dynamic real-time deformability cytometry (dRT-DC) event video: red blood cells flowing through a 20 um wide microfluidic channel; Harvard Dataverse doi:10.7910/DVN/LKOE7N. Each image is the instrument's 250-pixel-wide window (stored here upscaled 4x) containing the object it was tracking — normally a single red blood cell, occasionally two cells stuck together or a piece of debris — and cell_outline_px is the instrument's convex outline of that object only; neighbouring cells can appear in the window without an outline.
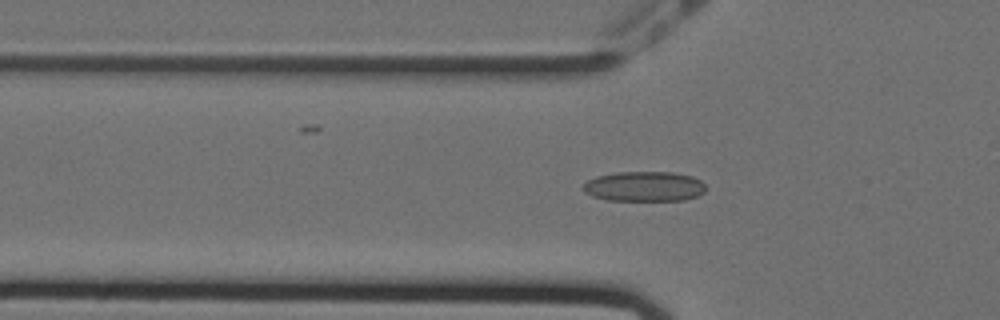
{"species": "Egyptian fruit bat (a non-hibernating species)", "species_latin": "Rousettus aegyptiacus", "temperature_condition": "cold", "stored_images_in_passage": 33, "camera_frame_rate_fps": 3000, "um_per_image_px": 0.085, "animal": {"sex": "female"}, "frame": {"image": 1, "passage_image": 19, "time_ms": 6.0, "image_size_px": [1000, 320], "cell_outline_px": [[704, 192], [696, 196], [684, 200], [608, 200], [592, 196], [584, 192], [584, 184], [588, 180], [596, 176], [616, 172], [672, 172], [692, 176], [700, 180], [704, 184]], "centroid_in_image_um": [54.75, 15.84], "position_along_channel_um": 71.1, "area_um2": 21.33}}
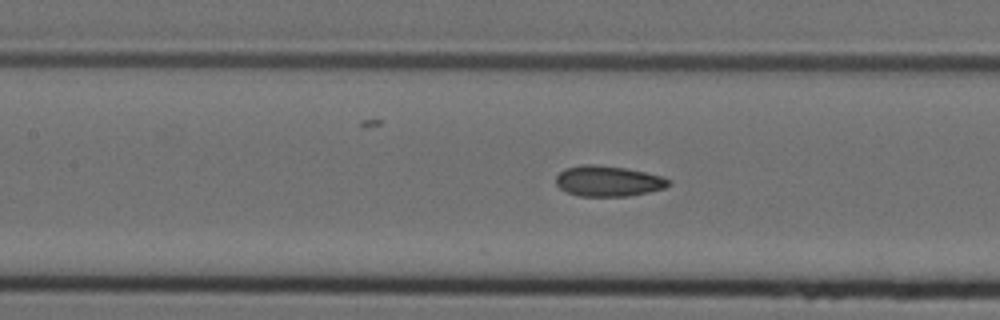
{"frame": {"image": 2, "passage_image": 26, "time_ms": 8.333, "image_size_px": [1000, 320], "cell_outline_px": [[672, 184], [664, 188], [648, 192], [628, 196], [580, 196], [568, 192], [560, 188], [556, 184], [556, 176], [564, 168], [584, 164], [592, 164], [624, 168], [644, 172], [660, 176], [672, 180]], "centroid_in_image_um": [51.7, 15.39], "position_along_channel_um": 155.7, "area_um2": 20.0}}
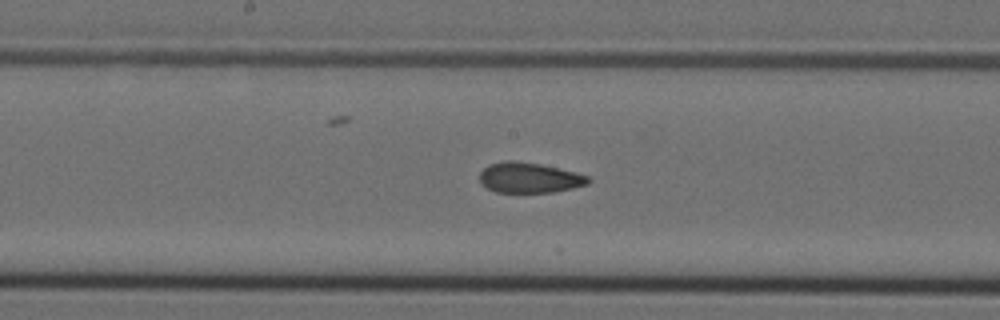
{"frame": {"image": 3, "passage_image": 30, "time_ms": 9.667, "image_size_px": [1000, 320], "cell_outline_px": [[592, 180], [588, 184], [556, 192], [496, 192], [480, 184], [480, 172], [488, 164], [504, 160], [512, 160], [540, 164], [576, 172], [588, 176]], "centroid_in_image_um": [44.99, 15.1], "position_along_channel_um": 203.2, "area_um2": 19.31}}